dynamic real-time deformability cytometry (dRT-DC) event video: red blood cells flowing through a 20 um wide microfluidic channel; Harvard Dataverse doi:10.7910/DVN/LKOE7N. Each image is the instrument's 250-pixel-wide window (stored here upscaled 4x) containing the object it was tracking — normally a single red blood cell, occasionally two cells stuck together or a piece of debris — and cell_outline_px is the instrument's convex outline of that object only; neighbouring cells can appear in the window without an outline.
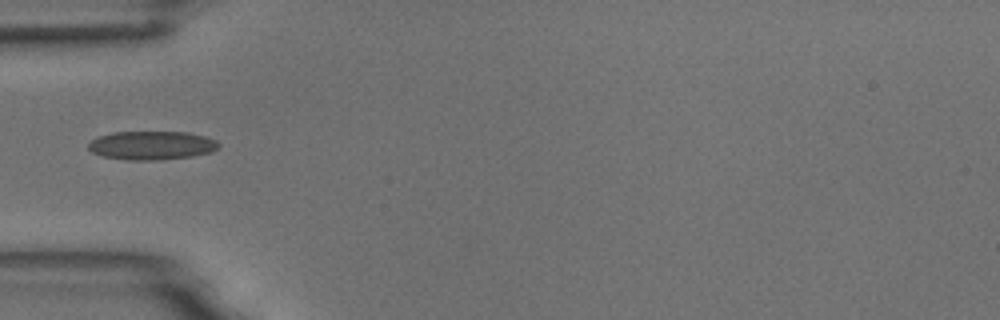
{"species": "common noctule bat (a hibernating species)", "species_latin": "Nyctalus noctula", "temperature_condition": "room temperature", "stored_images_in_passage": 38, "camera_frame_rate_fps": 3000, "um_per_image_px": 0.085, "animal": {"sex": "male", "body_mass_g": 18.8}, "frame": {"image": 1, "passage_image": 1, "time_ms": 0.0, "image_size_px": [1000, 320], "cell_outline_px": [[220, 148], [212, 152], [192, 156], [160, 160], [128, 160], [100, 156], [92, 152], [88, 148], [88, 144], [92, 140], [100, 136], [112, 132], [188, 132], [204, 136], [216, 140], [220, 144]], "centroid_in_image_um": [12.91, 12.36], "position_along_channel_um": 72.1, "area_um2": 21.91}}
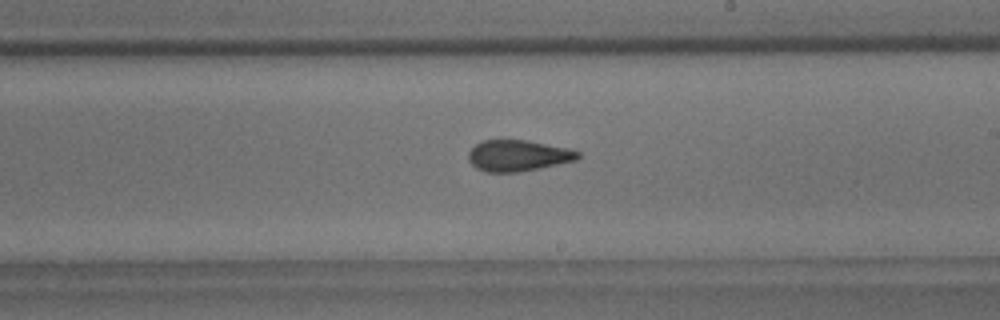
{"frame": {"image": 2, "passage_image": 15, "time_ms": 4.667, "image_size_px": [1000, 320], "cell_outline_px": [[580, 156], [576, 160], [540, 168], [520, 172], [488, 172], [476, 168], [468, 160], [468, 152], [480, 140], [528, 140], [568, 148], [580, 152]], "centroid_in_image_um": [44.02, 13.22], "position_along_channel_um": 245.0, "area_um2": 19.94}}
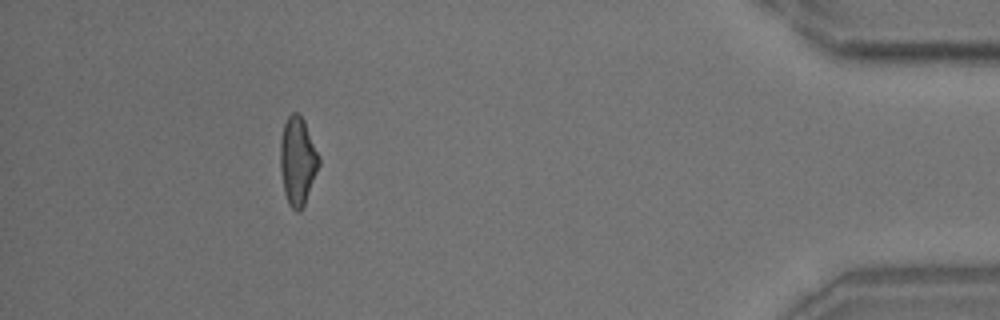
{"frame": {"image": 3, "passage_image": 33, "time_ms": 10.667, "image_size_px": [1000, 320], "cell_outline_px": [[320, 164], [304, 204], [300, 212], [296, 212], [288, 204], [284, 192], [280, 168], [280, 140], [284, 124], [288, 116], [292, 112], [300, 112], [304, 120], [320, 156]], "centroid_in_image_um": [25.3, 13.66], "position_along_channel_um": 409.9, "area_um2": 20.0}, "authors_computed_cell_mechanics": {"area_um2": 19.9988, "velocity_mm_per_s": 3.6782, "shape_relaxation_time_tau1_ms": 7.8518, "shape_relaxation_time_tau2_ms": 1.8143, "deformation_change_tau1": 0.1725, "deformation_change_tau2": 0.0758}}